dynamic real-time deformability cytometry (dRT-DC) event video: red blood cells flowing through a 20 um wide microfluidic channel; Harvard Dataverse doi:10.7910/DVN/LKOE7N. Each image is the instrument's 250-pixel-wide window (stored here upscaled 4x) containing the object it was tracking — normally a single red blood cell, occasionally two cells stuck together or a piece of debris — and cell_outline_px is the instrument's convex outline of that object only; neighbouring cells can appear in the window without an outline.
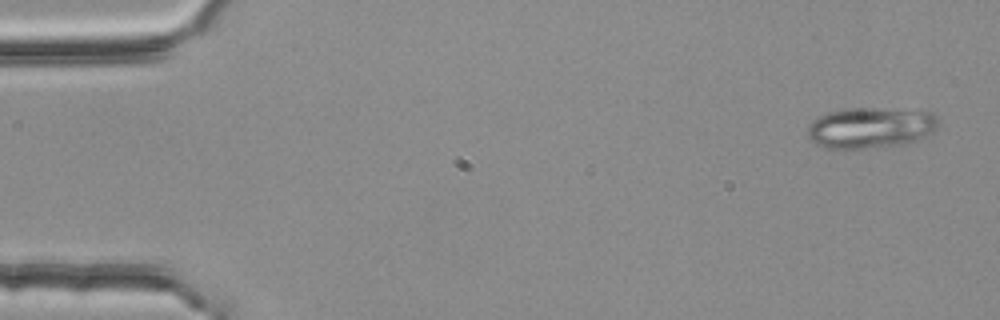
{"species": "common noctule bat (a hibernating species)", "species_latin": "Nyctalus noctula", "temperature_condition": "room temperature", "stored_images_in_passage": 4, "camera_frame_rate_fps": 3000, "um_per_image_px": 0.085, "animal": {"sex": "female", "body_mass_g": 25.1}, "frame": {"image": 1, "passage_image": 1, "time_ms": 0.0, "image_size_px": [1000, 320], "cell_outline_px": [[936, 128], [932, 132], [916, 140], [904, 144], [864, 148], [824, 148], [816, 144], [808, 136], [808, 128], [816, 116], [828, 112], [852, 108], [884, 108], [932, 112], [936, 116]], "centroid_in_image_um": [73.97, 10.85], "position_along_channel_um": 11.0, "area_um2": 30.87}}
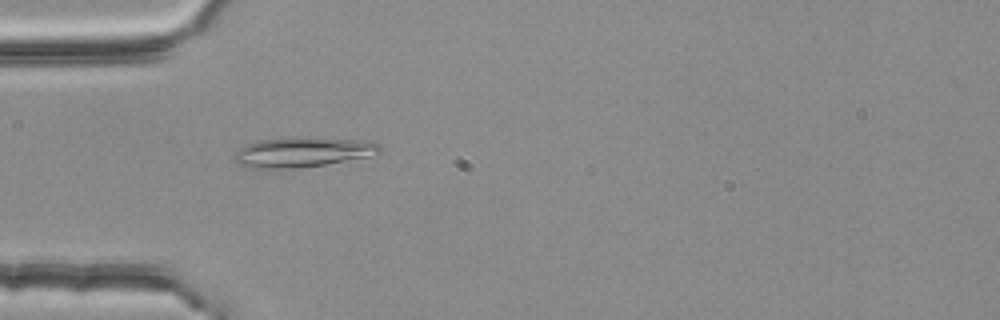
{"frame": {"image": 2, "passage_image": 4, "time_ms": 1.0, "image_size_px": [1000, 320], "cell_outline_px": [[380, 152], [368, 156], [324, 164], [296, 168], [252, 168], [240, 164], [236, 160], [236, 152], [240, 148], [256, 140], [292, 136], [316, 136], [372, 140], [380, 144]], "centroid_in_image_um": [25.78, 12.88], "position_along_channel_um": 59.2, "area_um2": 25.78}}